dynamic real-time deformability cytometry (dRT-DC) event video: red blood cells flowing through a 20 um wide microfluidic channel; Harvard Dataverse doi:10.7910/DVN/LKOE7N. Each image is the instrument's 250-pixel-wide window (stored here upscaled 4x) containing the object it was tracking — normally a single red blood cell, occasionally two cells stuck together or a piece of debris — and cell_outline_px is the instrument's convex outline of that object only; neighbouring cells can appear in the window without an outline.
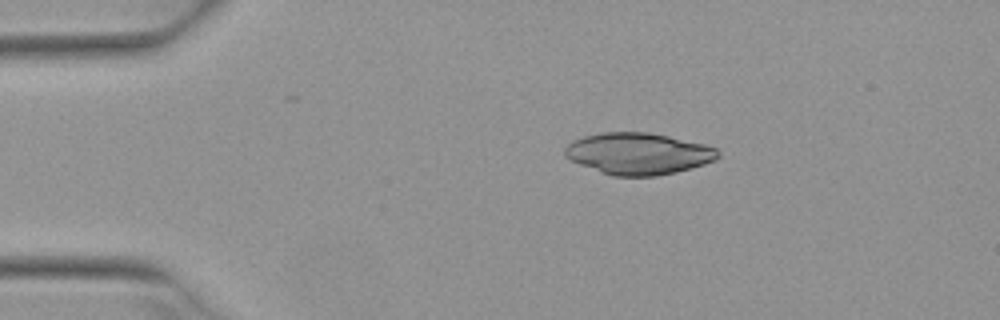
{"species": "Egyptian fruit bat (a non-hibernating species)", "species_latin": "Rousettus aegyptiacus", "temperature_condition": "warm", "stored_images_in_passage": 3, "camera_frame_rate_fps": 3000, "um_per_image_px": 0.085, "animal": {"sex": "female"}, "frame": {"image": 1, "passage_image": 2, "time_ms": 0.333, "image_size_px": [1000, 320], "cell_outline_px": [[720, 156], [716, 160], [692, 168], [676, 172], [656, 176], [612, 176], [600, 172], [580, 164], [564, 156], [564, 148], [572, 140], [584, 136], [604, 132], [648, 132], [668, 136], [704, 144], [716, 148], [720, 152]], "centroid_in_image_um": [54.26, 13.06], "position_along_channel_um": 30.7, "area_um2": 37.22}}